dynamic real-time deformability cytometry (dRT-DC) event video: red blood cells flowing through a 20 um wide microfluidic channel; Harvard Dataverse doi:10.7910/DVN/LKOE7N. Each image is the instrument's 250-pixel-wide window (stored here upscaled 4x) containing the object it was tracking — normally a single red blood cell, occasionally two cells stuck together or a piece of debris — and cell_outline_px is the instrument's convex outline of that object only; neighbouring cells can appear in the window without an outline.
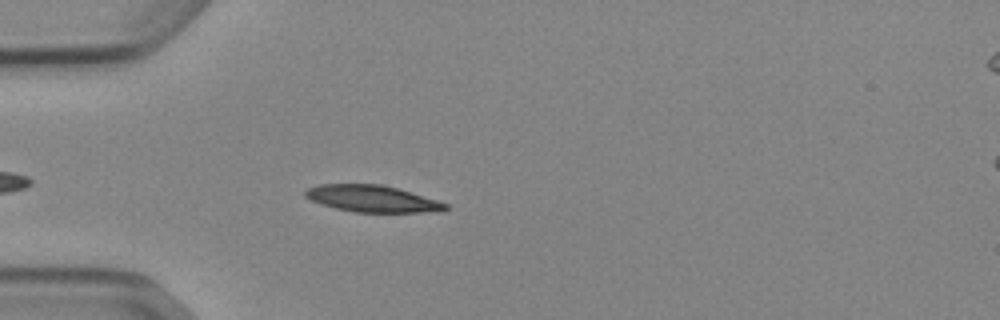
{"species": "Egyptian fruit bat (a non-hibernating species)", "species_latin": "Rousettus aegyptiacus", "temperature_condition": "cold", "stored_images_in_passage": 12, "camera_frame_rate_fps": 3000, "um_per_image_px": 0.085, "animal": {"sex": "female"}, "frame": {"image": 1, "passage_image": 6, "time_ms": 1.667, "image_size_px": [1000, 320], "cell_outline_px": [[448, 208], [420, 212], [356, 212], [336, 208], [320, 204], [304, 196], [304, 192], [308, 188], [320, 184], [380, 184], [396, 188], [436, 200], [448, 204]], "centroid_in_image_um": [31.55, 16.88], "position_along_channel_um": 53.4, "area_um2": 21.33}}
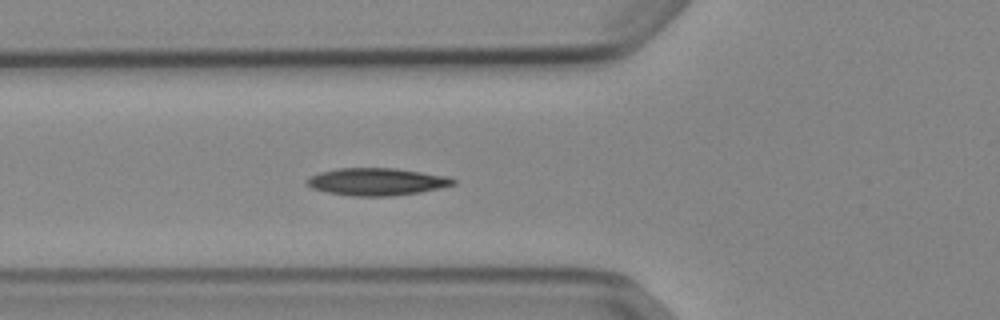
{"frame": {"image": 2, "passage_image": 10, "time_ms": 3.0, "image_size_px": [1000, 320], "cell_outline_px": [[456, 184], [440, 188], [420, 192], [388, 196], [352, 196], [328, 192], [312, 188], [304, 184], [304, 180], [308, 176], [320, 172], [336, 168], [396, 168], [448, 176], [456, 180]], "centroid_in_image_um": [31.99, 15.44], "position_along_channel_um": 93.8, "area_um2": 23.52}}